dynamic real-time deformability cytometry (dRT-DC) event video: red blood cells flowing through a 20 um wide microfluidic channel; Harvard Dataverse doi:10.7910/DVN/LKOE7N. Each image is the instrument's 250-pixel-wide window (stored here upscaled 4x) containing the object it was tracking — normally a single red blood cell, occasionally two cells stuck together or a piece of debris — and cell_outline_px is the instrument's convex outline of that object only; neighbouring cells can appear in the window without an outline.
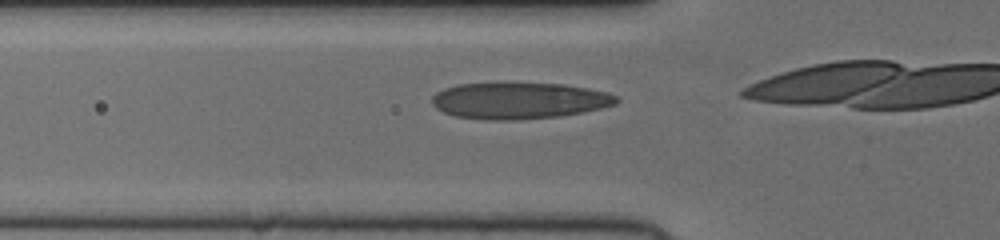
{"species": "human", "species_latin": "Homo sapiens", "temperature_condition": "cold", "stored_images_in_passage": 14, "camera_frame_rate_fps": 3000, "um_per_image_px": 0.085, "donor": {"sex": "female"}, "frame": {"image": 1, "passage_image": 10, "time_ms": 3.0, "image_size_px": [1000, 240], "cell_outline_px": [[620, 100], [616, 104], [600, 108], [560, 116], [516, 120], [484, 120], [456, 116], [444, 112], [436, 108], [432, 104], [432, 96], [436, 92], [444, 88], [456, 84], [496, 80], [504, 80], [564, 84], [588, 88], [608, 92], [616, 96]], "centroid_in_image_um": [44.07, 8.5], "position_along_channel_um": 81.7, "area_um2": 40.58}}
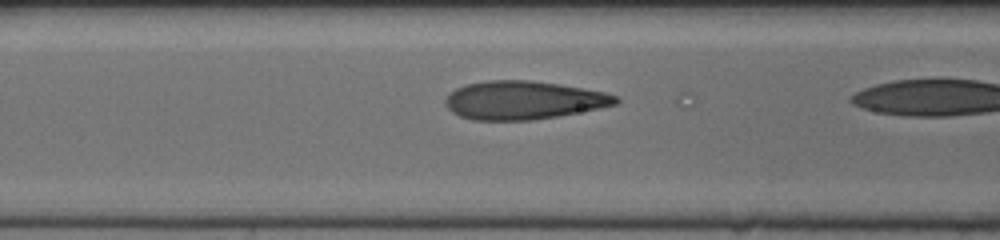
{"frame": {"image": 2, "passage_image": 13, "time_ms": 4.0, "image_size_px": [1000, 240], "cell_outline_px": [[620, 100], [616, 104], [600, 108], [556, 116], [532, 120], [472, 120], [460, 116], [452, 112], [444, 104], [444, 100], [448, 92], [464, 84], [488, 80], [528, 80], [560, 84], [604, 92], [616, 96]], "centroid_in_image_um": [44.43, 8.51], "position_along_channel_um": 122.2, "area_um2": 38.15}}